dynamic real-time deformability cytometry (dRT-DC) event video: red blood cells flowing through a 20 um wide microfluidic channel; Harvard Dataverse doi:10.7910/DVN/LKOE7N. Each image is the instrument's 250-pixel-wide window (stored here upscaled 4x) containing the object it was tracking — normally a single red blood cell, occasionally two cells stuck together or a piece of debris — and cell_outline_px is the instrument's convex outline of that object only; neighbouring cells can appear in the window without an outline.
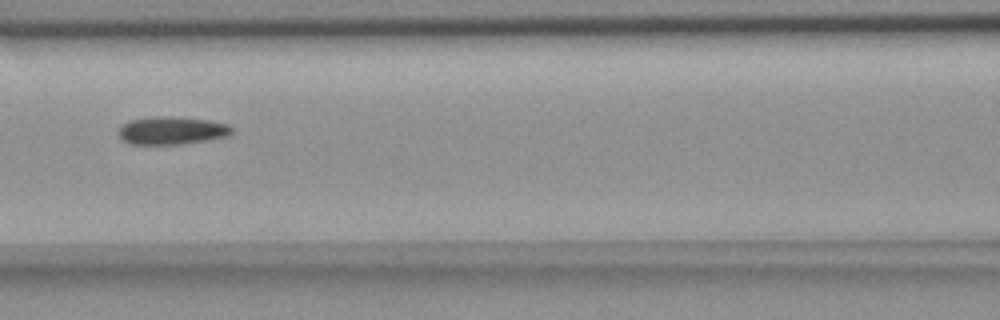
{"species": "common noctule bat (a hibernating species)", "species_latin": "Nyctalus noctula", "temperature_condition": "room temperature", "stored_images_in_passage": 5, "camera_frame_rate_fps": 3000, "um_per_image_px": 0.085, "animal": {"sex": "female", "body_mass_g": 18.4}, "frame": {"image": 1, "passage_image": 4, "time_ms": 1.0, "image_size_px": [1000, 320], "cell_outline_px": [[232, 136], [208, 140], [180, 144], [132, 144], [124, 140], [116, 132], [128, 120], [156, 116], [172, 116], [208, 120], [228, 124], [232, 128]], "centroid_in_image_um": [14.63, 11.09], "position_along_channel_um": 152.0, "area_um2": 18.5}}
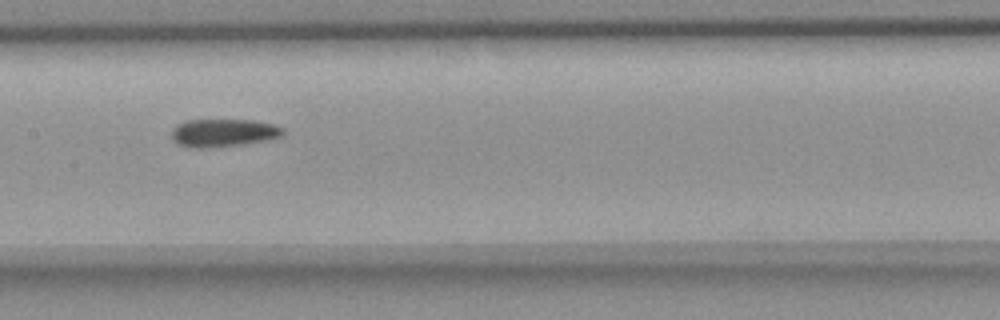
{"frame": {"image": 2, "passage_image": 5, "time_ms": 1.333, "image_size_px": [1000, 320], "cell_outline_px": [[284, 136], [264, 140], [240, 144], [208, 148], [188, 148], [176, 144], [172, 140], [172, 128], [176, 124], [188, 120], [252, 120], [272, 124], [284, 128]], "centroid_in_image_um": [18.93, 11.29], "position_along_channel_um": 188.5, "area_um2": 18.21}}